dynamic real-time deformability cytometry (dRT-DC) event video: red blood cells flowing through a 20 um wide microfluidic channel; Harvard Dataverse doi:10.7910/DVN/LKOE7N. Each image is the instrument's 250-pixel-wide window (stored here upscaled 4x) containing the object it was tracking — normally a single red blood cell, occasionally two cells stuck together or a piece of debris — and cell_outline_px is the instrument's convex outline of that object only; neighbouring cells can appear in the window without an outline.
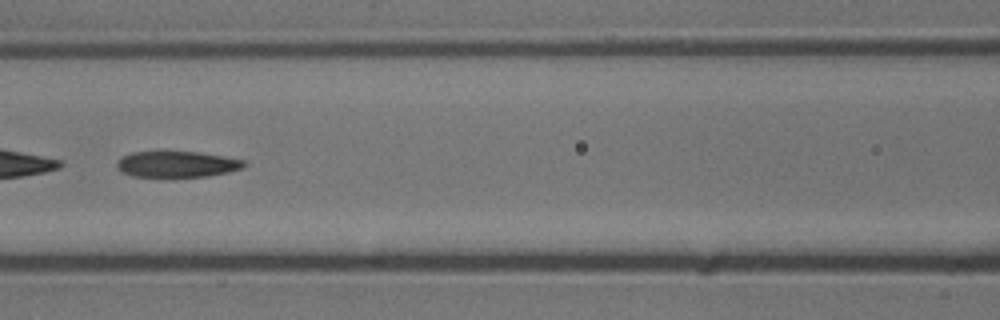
{"species": "common noctule bat (a hibernating species)", "species_latin": "Nyctalus noctula", "temperature_condition": "cold", "stored_images_in_passage": 12, "camera_frame_rate_fps": 3000, "um_per_image_px": 0.085, "animal": {"sex": "male", "body_mass_g": 13.3}, "frame": {"image": 1, "passage_image": 6, "time_ms": 1.667, "image_size_px": [1000, 320], "cell_outline_px": [[248, 164], [244, 168], [228, 172], [208, 176], [132, 176], [116, 168], [116, 164], [120, 156], [132, 152], [196, 152], [224, 156], [244, 160]], "centroid_in_image_um": [15.06, 13.95], "position_along_channel_um": 151.5, "area_um2": 19.19}}
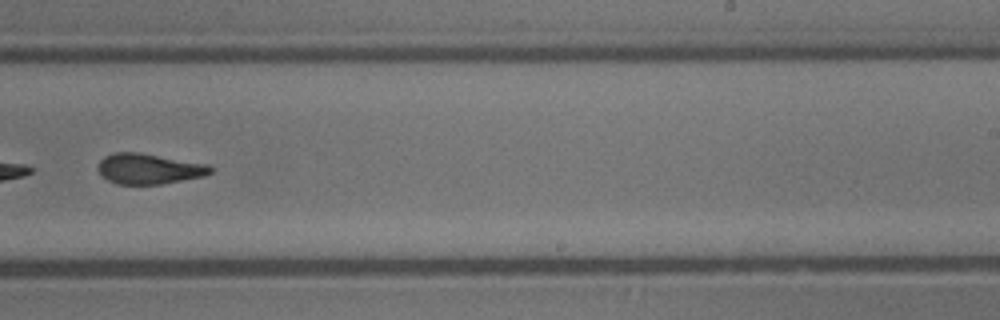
{"frame": {"image": 2, "passage_image": 9, "time_ms": 2.667, "image_size_px": [1000, 320], "cell_outline_px": [[216, 168], [212, 172], [204, 176], [160, 184], [116, 184], [100, 176], [96, 168], [100, 160], [104, 156], [112, 152], [140, 152], [212, 164]], "centroid_in_image_um": [12.68, 14.33], "position_along_channel_um": 276.3, "area_um2": 20.52}}
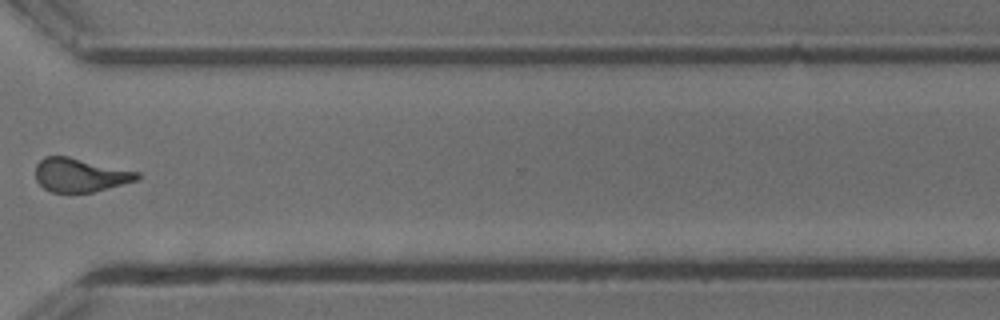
{"frame": {"image": 3, "passage_image": 11, "time_ms": 3.333, "image_size_px": [1000, 320], "cell_outline_px": [[140, 176], [136, 180], [92, 192], [52, 192], [44, 188], [36, 180], [36, 164], [44, 156], [68, 156], [140, 172]], "centroid_in_image_um": [6.78, 14.86], "position_along_channel_um": 363.8, "area_um2": 19.77}}